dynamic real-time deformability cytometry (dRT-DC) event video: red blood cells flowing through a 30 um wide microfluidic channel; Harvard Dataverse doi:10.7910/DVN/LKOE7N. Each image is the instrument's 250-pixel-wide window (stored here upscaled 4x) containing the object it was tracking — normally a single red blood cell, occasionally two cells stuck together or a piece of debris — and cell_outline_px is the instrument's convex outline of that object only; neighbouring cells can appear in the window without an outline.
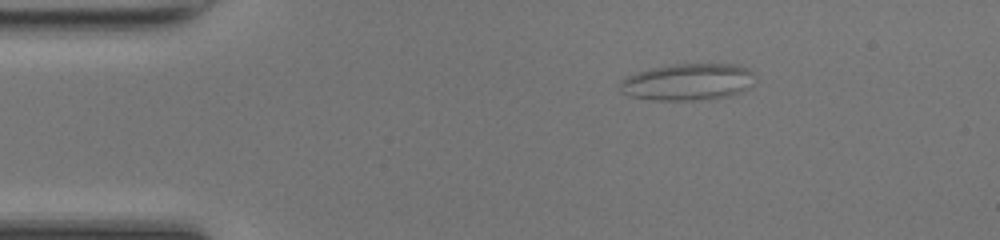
{"species": "common noctule bat (a hibernating species)", "species_latin": "Nyctalus noctula", "temperature_condition": "room temperature", "stored_images_in_passage": 49, "camera_frame_rate_fps": 3000, "um_per_image_px": 0.085, "animal": {"sex": "female", "body_mass_g": 17.0, "forearm_length_mm": 48.0}, "frame": {"image": 1, "passage_image": 8, "time_ms": 2.333, "image_size_px": [1000, 240], "cell_outline_px": [[752, 84], [748, 88], [740, 92], [728, 96], [708, 100], [648, 100], [628, 96], [620, 92], [616, 84], [624, 76], [636, 72], [652, 68], [676, 64], [736, 64], [748, 68], [752, 72]], "centroid_in_image_um": [58.37, 6.98], "position_along_channel_um": 26.6, "area_um2": 29.42}}
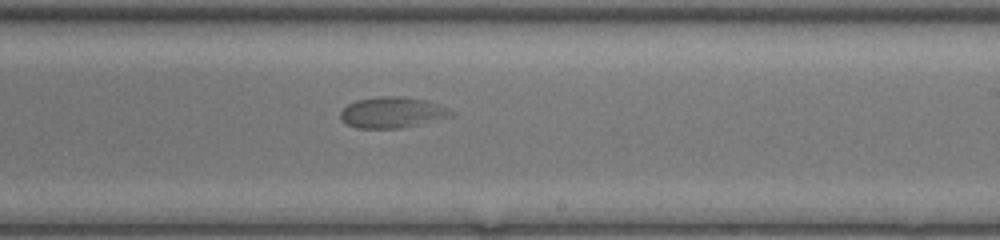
{"frame": {"image": 2, "passage_image": 29, "time_ms": 9.333, "image_size_px": [1000, 240], "cell_outline_px": [[456, 112], [452, 116], [420, 124], [400, 128], [356, 128], [348, 124], [340, 116], [340, 112], [348, 104], [356, 100], [388, 96], [400, 96], [424, 100], [448, 108]], "centroid_in_image_um": [33.36, 9.56], "position_along_channel_um": 255.6, "area_um2": 19.65}}
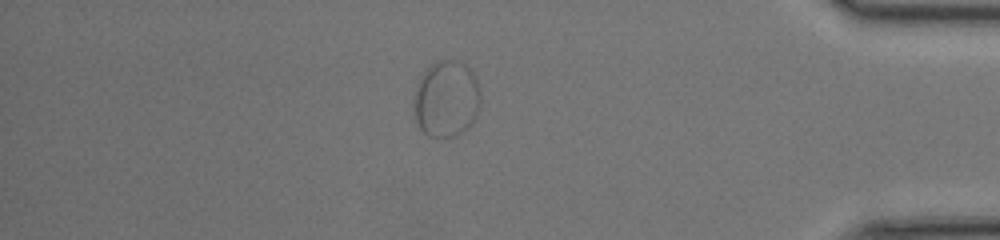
{"frame": {"image": 3, "passage_image": 42, "time_ms": 13.667, "image_size_px": [1000, 240], "cell_outline_px": [[480, 104], [476, 116], [472, 124], [464, 132], [456, 136], [428, 136], [420, 128], [416, 120], [412, 104], [420, 80], [424, 72], [436, 60], [460, 60], [472, 68], [476, 76], [480, 88]], "centroid_in_image_um": [37.99, 8.39], "position_along_channel_um": 397.2, "area_um2": 30.11}}